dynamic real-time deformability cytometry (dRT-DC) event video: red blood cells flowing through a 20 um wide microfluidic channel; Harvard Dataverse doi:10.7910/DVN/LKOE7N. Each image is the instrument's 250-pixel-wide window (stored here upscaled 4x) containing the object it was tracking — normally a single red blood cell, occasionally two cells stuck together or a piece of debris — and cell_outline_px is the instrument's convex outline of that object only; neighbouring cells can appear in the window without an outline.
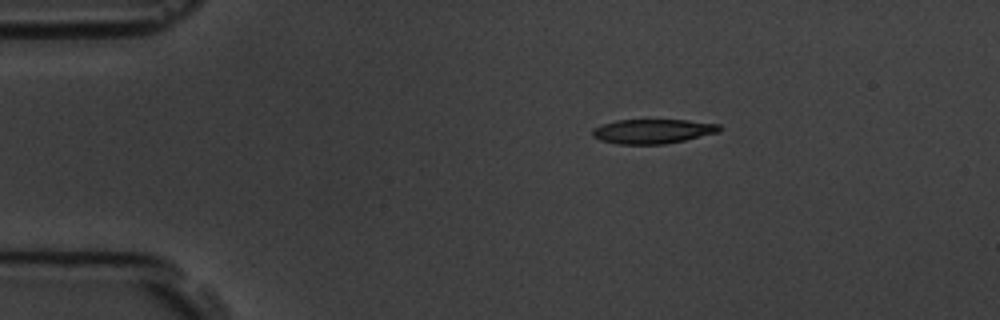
{"species": "common noctule bat (a hibernating species)", "species_latin": "Nyctalus noctula", "temperature_condition": "room temperature", "stored_images_in_passage": 3, "camera_frame_rate_fps": 3000, "um_per_image_px": 0.085, "animal": {"sex": "male", "body_mass_g": 19.5, "forearm_length_mm": 54.6}, "frame": {"image": 1, "passage_image": 1, "time_ms": 0.0, "image_size_px": [1000, 320], "cell_outline_px": [[724, 128], [720, 132], [684, 140], [664, 144], [616, 144], [600, 140], [592, 136], [592, 128], [616, 120], [688, 120], [720, 124]], "centroid_in_image_um": [55.51, 11.16], "position_along_channel_um": 29.5, "area_um2": 18.21}}
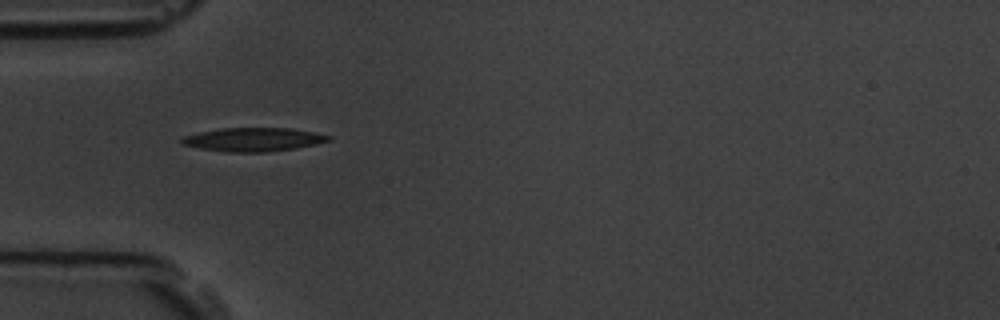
{"frame": {"image": 2, "passage_image": 3, "time_ms": 2.333, "image_size_px": [1000, 320], "cell_outline_px": [[332, 140], [316, 144], [296, 148], [264, 152], [228, 152], [200, 148], [184, 144], [180, 140], [184, 136], [200, 132], [220, 128], [292, 128], [332, 136]], "centroid_in_image_um": [21.58, 11.85], "position_along_channel_um": 63.4, "area_um2": 20.06}}